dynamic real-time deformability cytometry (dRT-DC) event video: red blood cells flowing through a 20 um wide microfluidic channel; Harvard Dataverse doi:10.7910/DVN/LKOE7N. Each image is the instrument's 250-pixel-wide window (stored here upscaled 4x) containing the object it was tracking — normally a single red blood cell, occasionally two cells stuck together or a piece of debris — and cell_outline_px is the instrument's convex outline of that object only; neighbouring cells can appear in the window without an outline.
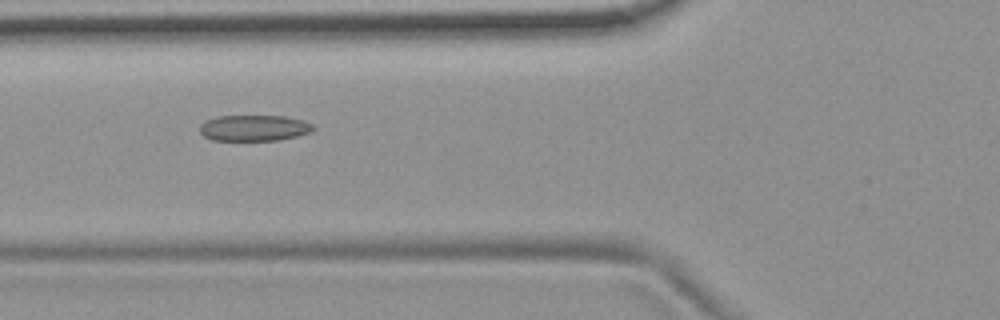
{"species": "common noctule bat (a hibernating species)", "species_latin": "Nyctalus noctula", "temperature_condition": "room temperature", "stored_images_in_passage": 8, "camera_frame_rate_fps": 3000, "um_per_image_px": 0.085, "animal": {"sex": "female", "body_mass_g": 19.9}, "frame": {"image": 1, "passage_image": 6, "time_ms": 1.667, "image_size_px": [1000, 320], "cell_outline_px": [[316, 128], [312, 132], [280, 140], [212, 140], [204, 136], [200, 132], [200, 124], [216, 116], [284, 116], [304, 120], [312, 124]], "centroid_in_image_um": [21.63, 10.88], "position_along_channel_um": 104.2, "area_um2": 17.22}}
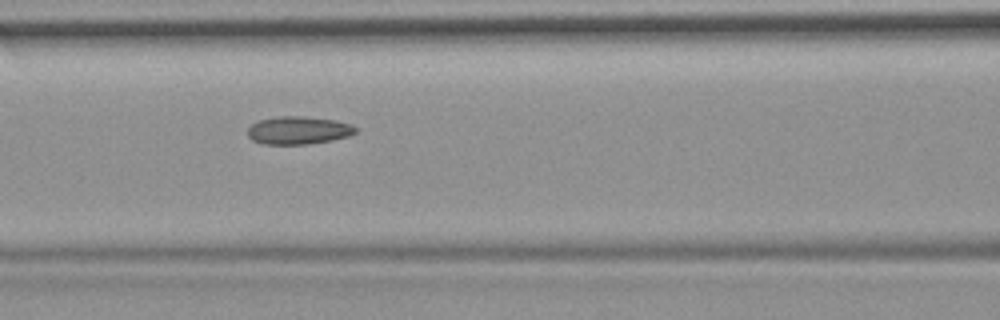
{"frame": {"image": 2, "passage_image": 7, "time_ms": 2.0, "image_size_px": [1000, 320], "cell_outline_px": [[356, 132], [348, 136], [332, 140], [308, 144], [264, 144], [252, 140], [248, 136], [248, 128], [256, 120], [276, 116], [304, 116], [336, 120], [352, 124], [356, 128]], "centroid_in_image_um": [25.35, 11.06], "position_along_channel_um": 141.3, "area_um2": 17.69}}